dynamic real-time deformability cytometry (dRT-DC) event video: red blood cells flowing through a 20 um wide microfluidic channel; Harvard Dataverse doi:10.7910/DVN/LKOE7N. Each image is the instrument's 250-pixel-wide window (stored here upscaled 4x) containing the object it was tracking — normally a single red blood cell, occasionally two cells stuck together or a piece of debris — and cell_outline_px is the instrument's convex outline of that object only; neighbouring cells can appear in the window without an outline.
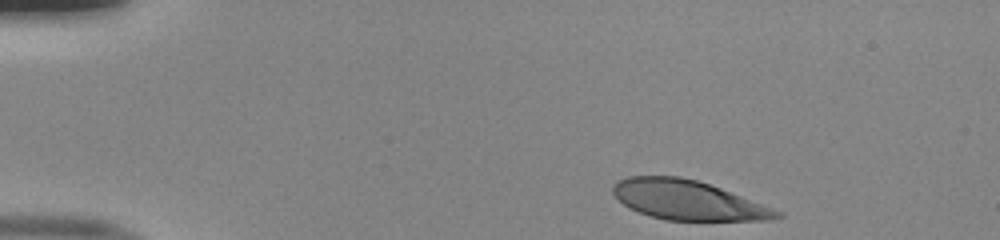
{"species": "human", "species_latin": "Homo sapiens", "temperature_condition": "room temperature", "stored_images_in_passage": 44, "camera_frame_rate_fps": 3000, "um_per_image_px": 0.085, "donor": {"sex": "male"}, "frame": {"image": 1, "passage_image": 1, "time_ms": 0.0, "image_size_px": [1000, 240], "cell_outline_px": [[784, 216], [768, 220], [664, 220], [628, 208], [612, 192], [612, 184], [616, 180], [628, 176], [680, 176], [696, 180], [720, 188], [784, 212]], "centroid_in_image_um": [58.44, 17.0], "position_along_channel_um": 26.6, "area_um2": 37.51}}
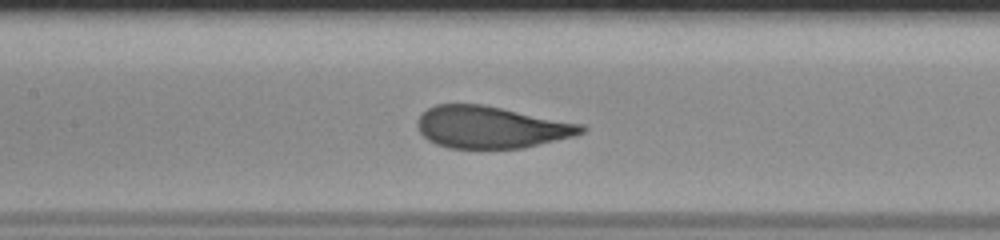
{"frame": {"image": 2, "passage_image": 18, "time_ms": 5.667, "image_size_px": [1000, 240], "cell_outline_px": [[588, 128], [584, 132], [576, 136], [520, 148], [448, 148], [436, 144], [428, 140], [420, 132], [416, 124], [416, 120], [428, 108], [436, 104], [484, 104], [584, 124]], "centroid_in_image_um": [41.76, 10.8], "position_along_channel_um": 165.6, "area_um2": 40.29}}
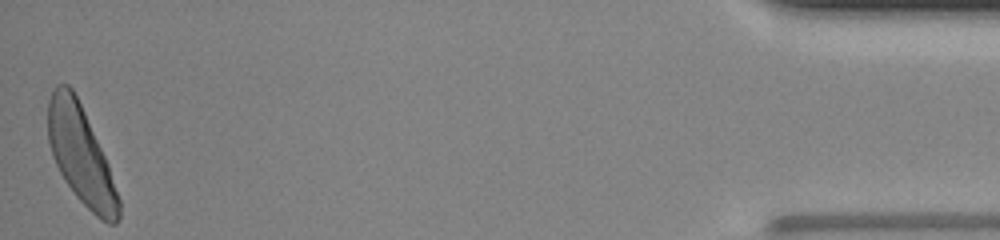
{"frame": {"image": 3, "passage_image": 44, "time_ms": 14.333, "image_size_px": [1000, 240], "cell_outline_px": [[120, 220], [116, 224], [108, 224], [100, 220], [76, 196], [64, 180], [52, 156], [48, 140], [48, 100], [56, 84], [68, 84], [72, 88], [84, 112], [108, 164], [120, 200]], "centroid_in_image_um": [6.87, 13.22], "position_along_channel_um": 428.3, "area_um2": 39.94}, "authors_computed_cell_mechanics": {"area_um2": 40.8357, "velocity_mm_per_s": 3.9923, "shape_relaxation_time_tau1_ms": 2.5779, "shape_relaxation_time_tau2_ms": null, "deformation_change_tau1": 0.1764, "deformation_change_tau2": null}}